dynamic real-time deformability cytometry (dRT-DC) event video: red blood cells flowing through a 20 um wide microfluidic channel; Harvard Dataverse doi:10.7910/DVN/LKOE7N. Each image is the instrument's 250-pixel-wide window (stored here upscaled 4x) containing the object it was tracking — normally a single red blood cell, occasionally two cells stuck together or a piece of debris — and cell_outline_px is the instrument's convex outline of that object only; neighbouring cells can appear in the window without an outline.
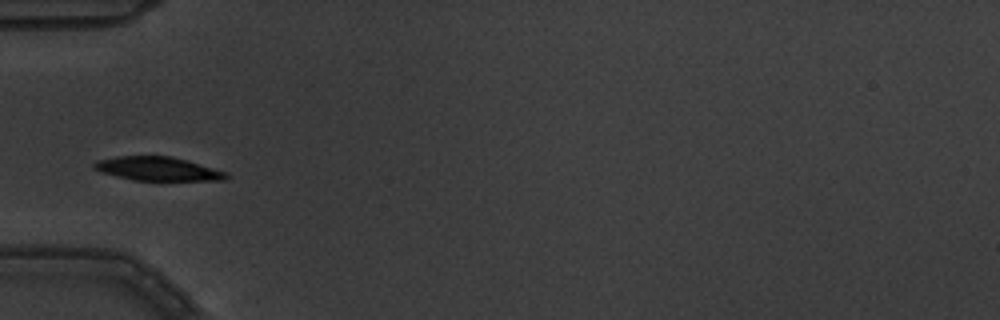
{"species": "common noctule bat (a hibernating species)", "species_latin": "Nyctalus noctula", "temperature_condition": "warm", "stored_images_in_passage": 5, "camera_frame_rate_fps": 3000, "um_per_image_px": 0.085, "animal": {"sex": "male", "body_mass_g": 19.5, "forearm_length_mm": 54.6}, "frame": {"image": 1, "passage_image": 4, "time_ms": 1.0, "image_size_px": [1000, 320], "cell_outline_px": [[228, 176], [224, 180], [132, 180], [100, 172], [92, 168], [92, 164], [96, 160], [120, 156], [172, 156], [228, 172]], "centroid_in_image_um": [13.37, 14.34], "position_along_channel_um": 71.6, "area_um2": 18.26}}